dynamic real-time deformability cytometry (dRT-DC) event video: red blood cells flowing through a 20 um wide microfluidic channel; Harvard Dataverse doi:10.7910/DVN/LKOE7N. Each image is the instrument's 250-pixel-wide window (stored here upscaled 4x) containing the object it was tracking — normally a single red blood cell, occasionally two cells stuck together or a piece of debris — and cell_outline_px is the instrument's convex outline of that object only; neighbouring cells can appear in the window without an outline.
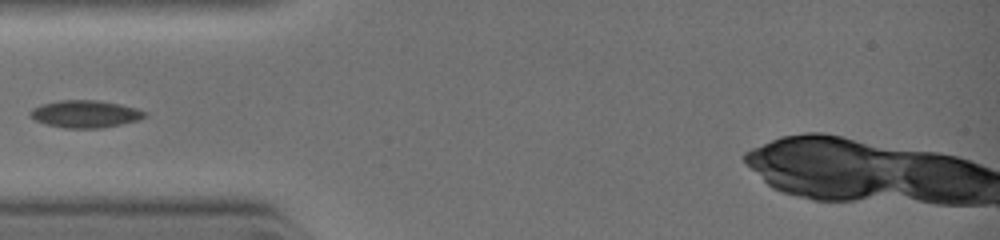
{"species": "common noctule bat (a hibernating species)", "species_latin": "Nyctalus noctula", "temperature_condition": "warm", "stored_images_in_passage": 64, "camera_frame_rate_fps": 3000, "um_per_image_px": 0.085, "animal": {"sex": "female", "body_mass_g": 19.0, "forearm_length_mm": 51.5}, "frame": {"image": 1, "passage_image": 1, "time_ms": 0.0, "image_size_px": [1000, 240], "cell_outline_px": [[148, 112], [144, 116], [136, 120], [120, 124], [100, 128], [64, 128], [44, 124], [36, 120], [32, 116], [32, 108], [40, 104], [60, 100], [96, 100], [120, 104], [136, 108]], "centroid_in_image_um": [7.23, 9.68], "position_along_channel_um": 77.8, "area_um2": 18.03}}
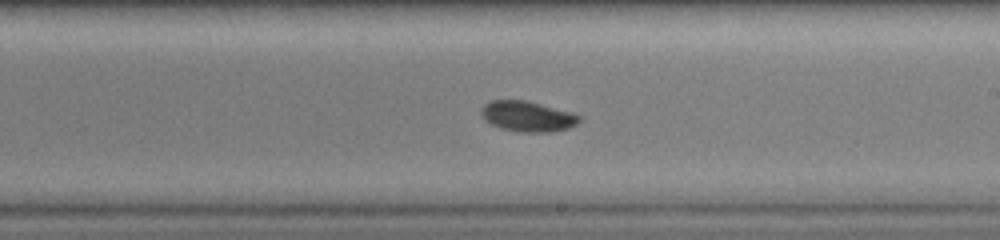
{"frame": {"image": 2, "passage_image": 23, "time_ms": 3.0, "image_size_px": [1000, 240], "cell_outline_px": [[580, 120], [576, 124], [568, 128], [548, 132], [520, 132], [500, 128], [492, 124], [480, 112], [480, 108], [484, 104], [492, 100], [524, 100], [572, 112], [580, 116]], "centroid_in_image_um": [44.84, 9.89], "position_along_channel_um": 244.2, "area_um2": 17.17}}
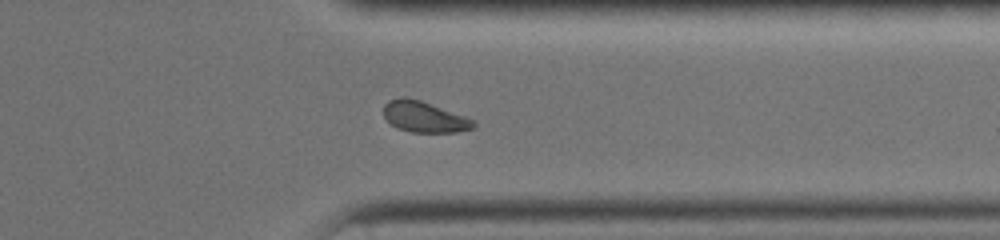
{"frame": {"image": 3, "passage_image": 41, "time_ms": 5.333, "image_size_px": [1000, 240], "cell_outline_px": [[476, 128], [456, 132], [412, 132], [396, 128], [384, 116], [384, 104], [388, 100], [400, 96], [404, 96], [420, 100], [468, 116], [476, 124]], "centroid_in_image_um": [36.08, 9.92], "position_along_channel_um": 375.3, "area_um2": 16.42}}